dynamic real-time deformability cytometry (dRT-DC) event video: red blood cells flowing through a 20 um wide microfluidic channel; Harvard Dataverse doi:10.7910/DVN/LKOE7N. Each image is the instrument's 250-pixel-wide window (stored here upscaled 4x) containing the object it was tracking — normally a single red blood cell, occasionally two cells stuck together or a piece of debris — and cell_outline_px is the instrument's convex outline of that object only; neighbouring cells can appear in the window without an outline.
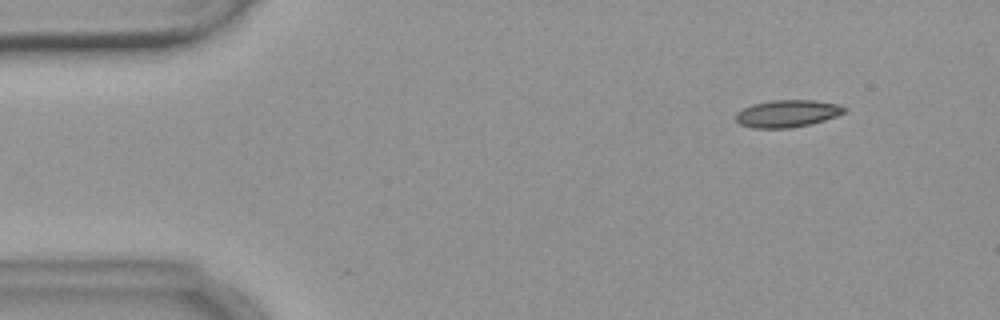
{"species": "common noctule bat (a hibernating species)", "species_latin": "Nyctalus noctula", "temperature_condition": "warm", "stored_images_in_passage": 9, "camera_frame_rate_fps": 3000, "um_per_image_px": 0.085, "animal": {"sex": "female", "body_mass_g": 18.4}, "frame": {"image": 1, "passage_image": 2, "time_ms": 1.333, "image_size_px": [1000, 320], "cell_outline_px": [[844, 112], [836, 116], [824, 120], [792, 128], [752, 128], [740, 124], [736, 120], [736, 112], [752, 104], [768, 100], [816, 100], [840, 104], [844, 108]], "centroid_in_image_um": [66.89, 9.64], "position_along_channel_um": 18.1, "area_um2": 17.22}}
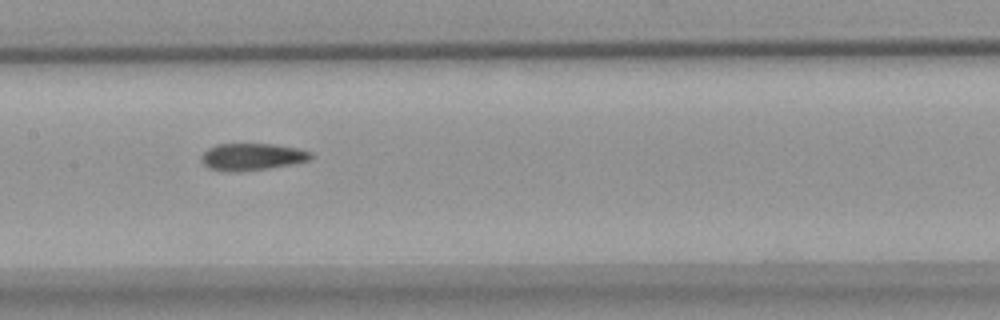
{"frame": {"image": 2, "passage_image": 8, "time_ms": 8.333, "image_size_px": [1000, 320], "cell_outline_px": [[312, 160], [292, 164], [268, 168], [236, 172], [208, 168], [200, 160], [200, 156], [208, 148], [216, 144], [272, 144], [300, 148], [312, 152]], "centroid_in_image_um": [21.44, 13.32], "position_along_channel_um": 186.0, "area_um2": 17.34}}
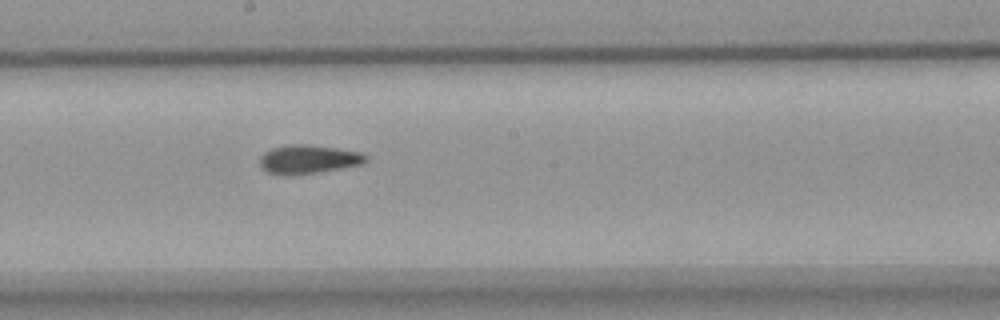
{"frame": {"image": 3, "passage_image": 9, "time_ms": 9.333, "image_size_px": [1000, 320], "cell_outline_px": [[368, 160], [360, 164], [340, 168], [316, 172], [268, 172], [260, 164], [260, 156], [264, 152], [272, 148], [288, 144], [308, 144], [336, 148], [360, 152], [368, 156]], "centroid_in_image_um": [26.25, 13.48], "position_along_channel_um": 221.9, "area_um2": 16.94}}